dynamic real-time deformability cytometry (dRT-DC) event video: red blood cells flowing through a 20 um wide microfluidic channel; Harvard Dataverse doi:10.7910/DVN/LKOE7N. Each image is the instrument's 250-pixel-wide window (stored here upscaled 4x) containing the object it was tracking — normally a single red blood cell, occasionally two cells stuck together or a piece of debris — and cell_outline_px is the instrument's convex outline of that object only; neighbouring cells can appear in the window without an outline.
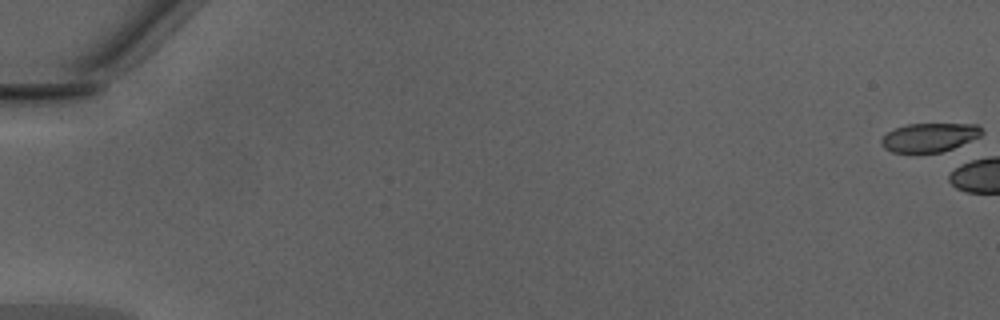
{"species": "Egyptian fruit bat (a non-hibernating species)", "species_latin": "Rousettus aegyptiacus", "temperature_condition": "warm", "stored_images_in_passage": 4, "camera_frame_rate_fps": 3000, "um_per_image_px": 0.085, "animal": {"sex": "male"}, "frame": {"image": 1, "passage_image": 1, "time_ms": 0.0, "image_size_px": [1000, 320], "cell_outline_px": [[984, 132], [980, 136], [952, 148], [940, 152], [892, 152], [884, 148], [880, 144], [880, 140], [888, 132], [896, 128], [908, 124], [976, 124], [984, 128]], "centroid_in_image_um": [79.01, 11.67], "position_along_channel_um": 6.0, "area_um2": 16.7}}